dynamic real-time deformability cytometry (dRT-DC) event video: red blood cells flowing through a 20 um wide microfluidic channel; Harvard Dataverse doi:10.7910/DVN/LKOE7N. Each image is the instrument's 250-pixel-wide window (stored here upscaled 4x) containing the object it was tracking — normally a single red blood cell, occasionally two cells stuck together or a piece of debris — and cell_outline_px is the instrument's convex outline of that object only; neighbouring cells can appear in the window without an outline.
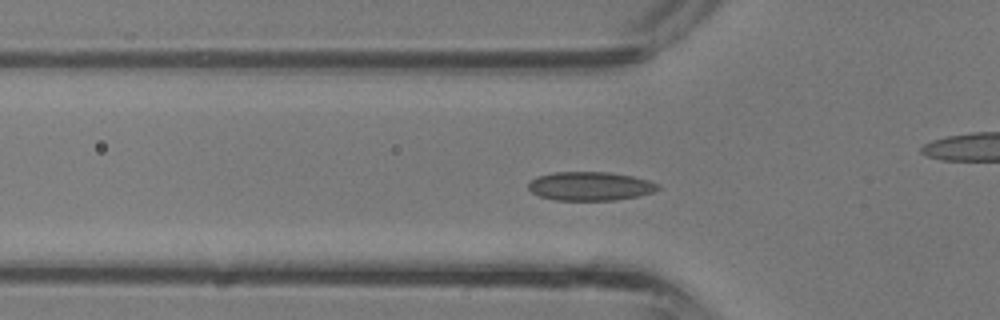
{"species": "common noctule bat (a hibernating species)", "species_latin": "Nyctalus noctula", "temperature_condition": "room temperature", "stored_images_in_passage": 38, "camera_frame_rate_fps": 3000, "um_per_image_px": 0.085, "animal": {"sex": "male", "body_mass_g": 13.3}, "frame": {"image": 1, "passage_image": 12, "time_ms": 3.667, "image_size_px": [1000, 320], "cell_outline_px": [[660, 188], [652, 192], [636, 196], [616, 200], [556, 200], [540, 196], [532, 192], [528, 188], [528, 184], [536, 176], [552, 172], [608, 172], [632, 176], [648, 180], [660, 184]], "centroid_in_image_um": [50.15, 15.82], "position_along_channel_um": 75.6, "area_um2": 21.68}}
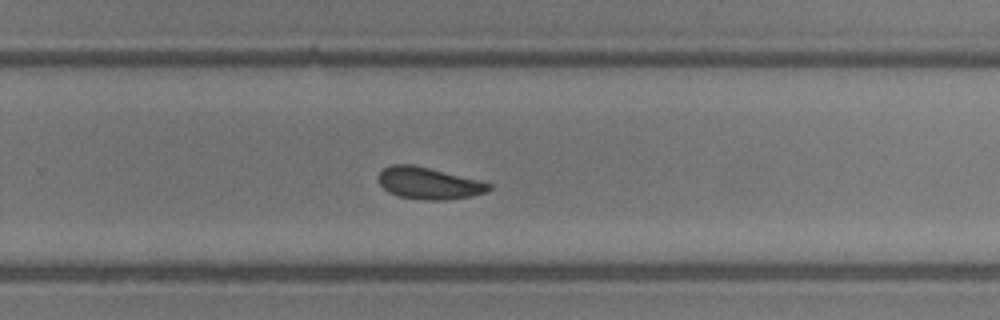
{"frame": {"image": 2, "passage_image": 24, "time_ms": 7.667, "image_size_px": [1000, 320], "cell_outline_px": [[492, 188], [484, 192], [472, 196], [448, 200], [424, 200], [400, 196], [388, 192], [380, 184], [380, 172], [384, 168], [392, 164], [412, 164], [492, 184]], "centroid_in_image_um": [36.43, 15.59], "position_along_channel_um": 293.4, "area_um2": 20.06}}
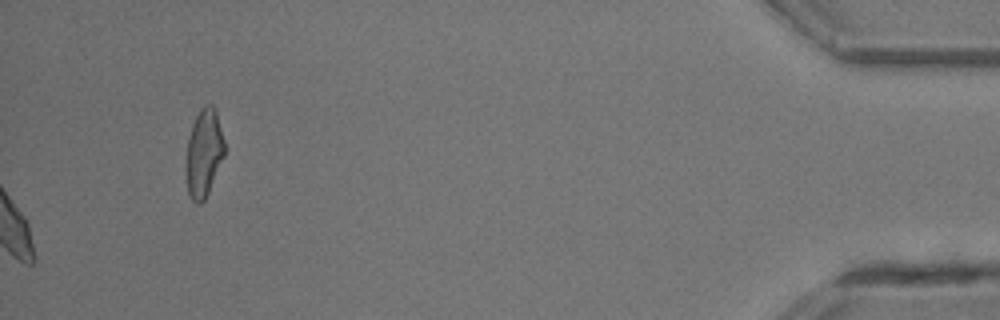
{"frame": {"image": 3, "passage_image": 38, "time_ms": 12.333, "image_size_px": [1000, 320], "cell_outline_px": [[224, 156], [208, 192], [204, 200], [200, 204], [196, 204], [192, 200], [188, 192], [184, 164], [184, 160], [188, 140], [192, 124], [200, 108], [204, 104], [212, 104], [216, 112], [224, 140]], "centroid_in_image_um": [17.29, 13.01], "position_along_channel_um": 417.9, "area_um2": 19.83}}